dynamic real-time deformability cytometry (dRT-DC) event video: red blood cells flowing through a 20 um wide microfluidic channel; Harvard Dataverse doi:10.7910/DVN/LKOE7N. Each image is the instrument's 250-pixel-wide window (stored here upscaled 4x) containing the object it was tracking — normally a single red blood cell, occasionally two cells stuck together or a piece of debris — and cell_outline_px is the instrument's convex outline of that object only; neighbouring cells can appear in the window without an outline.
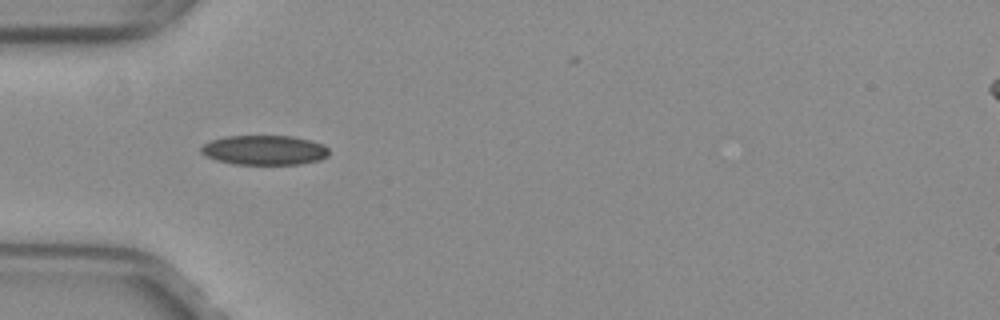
{"species": "common noctule bat (a hibernating species)", "species_latin": "Nyctalus noctula", "temperature_condition": "warm", "stored_images_in_passage": 29, "camera_frame_rate_fps": 3000, "um_per_image_px": 0.085, "animal": {"sex": "female", "body_mass_g": 29.2, "forearm_length_mm": 56.3}, "frame": {"image": 1, "passage_image": 1, "time_ms": 0.0, "image_size_px": [1000, 320], "cell_outline_px": [[328, 156], [320, 160], [300, 164], [232, 164], [216, 160], [204, 156], [200, 152], [200, 148], [204, 144], [212, 140], [224, 136], [292, 136], [312, 140], [324, 144], [328, 148]], "centroid_in_image_um": [22.47, 12.76], "position_along_channel_um": 62.5, "area_um2": 22.31}}
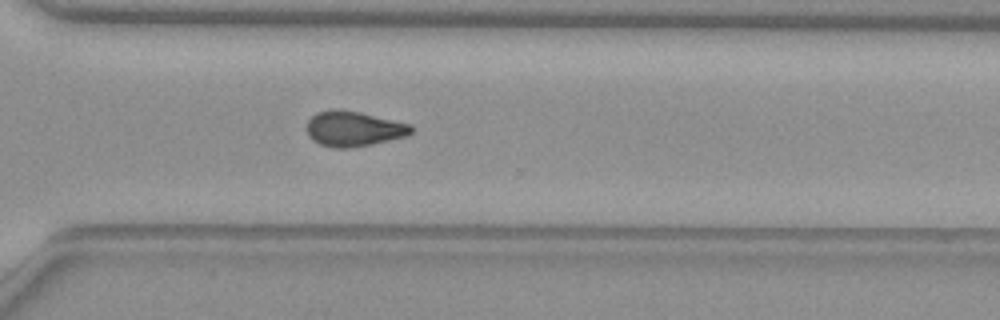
{"frame": {"image": 2, "passage_image": 22, "time_ms": 7.0, "image_size_px": [1000, 320], "cell_outline_px": [[412, 132], [404, 136], [372, 144], [348, 148], [336, 148], [320, 144], [312, 140], [308, 136], [308, 120], [316, 112], [332, 108], [340, 108], [360, 112], [412, 124]], "centroid_in_image_um": [30.03, 10.92], "position_along_channel_um": 340.6, "area_um2": 21.44}}
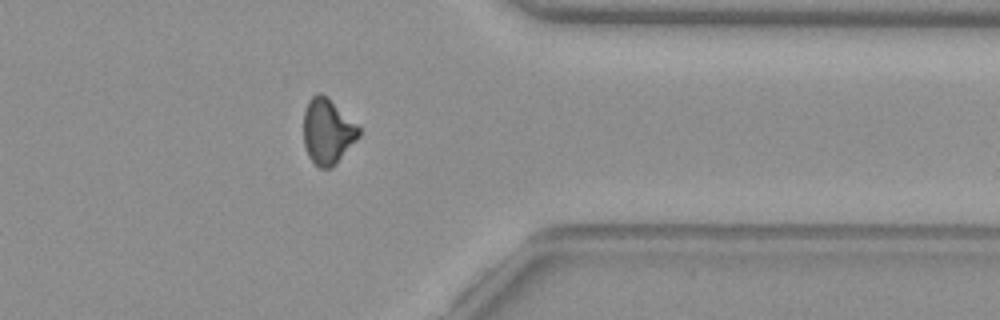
{"frame": {"image": 3, "passage_image": 26, "time_ms": 8.333, "image_size_px": [1000, 320], "cell_outline_px": [[360, 136], [336, 164], [332, 168], [320, 168], [308, 156], [304, 144], [304, 112], [308, 100], [312, 96], [320, 92], [356, 124], [360, 128]], "centroid_in_image_um": [27.83, 11.2], "position_along_channel_um": 383.6, "area_um2": 20.69}}